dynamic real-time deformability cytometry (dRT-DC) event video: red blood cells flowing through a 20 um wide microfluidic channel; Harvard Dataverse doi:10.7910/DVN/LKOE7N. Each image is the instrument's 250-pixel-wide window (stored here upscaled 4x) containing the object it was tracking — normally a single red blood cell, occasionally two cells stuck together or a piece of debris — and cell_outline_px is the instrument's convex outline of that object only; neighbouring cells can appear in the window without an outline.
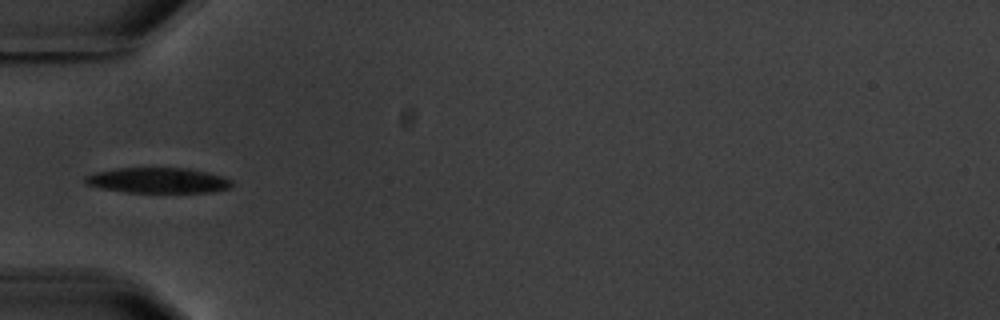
{"species": "common noctule bat (a hibernating species)", "species_latin": "Nyctalus noctula", "temperature_condition": "warm", "stored_images_in_passage": 4, "camera_frame_rate_fps": 3000, "um_per_image_px": 0.085, "animal": {"sex": "male", "body_mass_g": 20.1, "forearm_length_mm": 53.5}, "frame": {"image": 1, "passage_image": 4, "time_ms": 4.0, "image_size_px": [1000, 320], "cell_outline_px": [[232, 188], [208, 192], [124, 192], [84, 184], [84, 176], [92, 172], [116, 168], [188, 168], [208, 172], [224, 176], [232, 180]], "centroid_in_image_um": [13.42, 15.32], "position_along_channel_um": 71.6, "area_um2": 21.91}}